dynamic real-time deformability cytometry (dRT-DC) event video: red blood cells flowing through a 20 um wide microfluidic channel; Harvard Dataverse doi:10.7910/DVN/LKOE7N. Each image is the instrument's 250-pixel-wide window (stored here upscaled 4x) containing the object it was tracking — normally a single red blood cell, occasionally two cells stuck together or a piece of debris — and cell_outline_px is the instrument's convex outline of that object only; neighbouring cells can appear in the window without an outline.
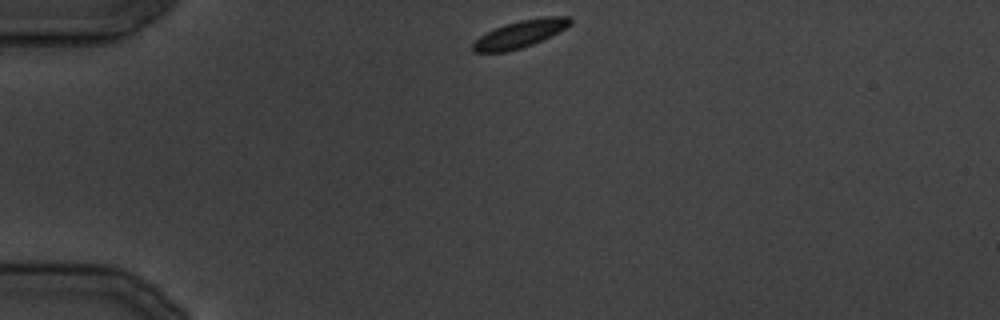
{"species": "common noctule bat (a hibernating species)", "species_latin": "Nyctalus noctula", "temperature_condition": "cold", "stored_images_in_passage": 28, "camera_frame_rate_fps": 3000, "um_per_image_px": 0.085, "animal": {"sex": "male", "body_mass_g": 19.5, "forearm_length_mm": 54.6}, "frame": {"image": 1, "passage_image": 1, "time_ms": 0.0, "image_size_px": [1000, 320], "cell_outline_px": [[572, 24], [532, 44], [520, 48], [504, 52], [472, 52], [472, 44], [480, 36], [504, 24], [520, 20], [548, 16], [568, 16], [572, 20]], "centroid_in_image_um": [44.18, 2.88], "position_along_channel_um": 40.8, "area_um2": 15.09}}
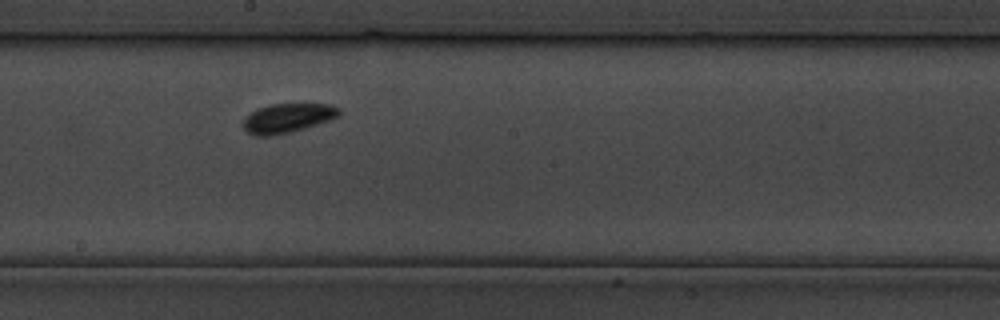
{"frame": {"image": 2, "passage_image": 12, "time_ms": 14.333, "image_size_px": [1000, 320], "cell_outline_px": [[340, 116], [332, 120], [304, 128], [272, 136], [256, 136], [248, 132], [244, 128], [244, 116], [256, 108], [268, 104], [328, 104], [340, 108]], "centroid_in_image_um": [24.44, 10.02], "position_along_channel_um": 223.8, "area_um2": 16.47}}
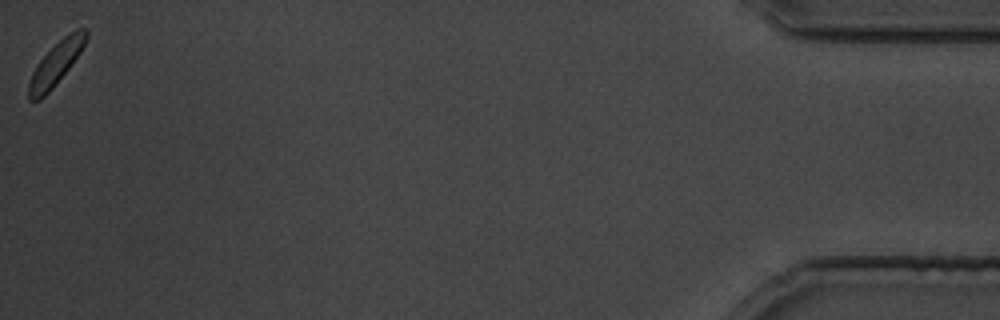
{"frame": {"image": 3, "passage_image": 28, "time_ms": 33.333, "image_size_px": [1000, 320], "cell_outline_px": [[88, 36], [80, 52], [68, 68], [52, 88], [40, 100], [28, 100], [28, 84], [32, 72], [40, 60], [64, 36], [76, 28], [84, 28], [88, 32]], "centroid_in_image_um": [4.74, 5.4], "position_along_channel_um": 430.5, "area_um2": 13.93}}